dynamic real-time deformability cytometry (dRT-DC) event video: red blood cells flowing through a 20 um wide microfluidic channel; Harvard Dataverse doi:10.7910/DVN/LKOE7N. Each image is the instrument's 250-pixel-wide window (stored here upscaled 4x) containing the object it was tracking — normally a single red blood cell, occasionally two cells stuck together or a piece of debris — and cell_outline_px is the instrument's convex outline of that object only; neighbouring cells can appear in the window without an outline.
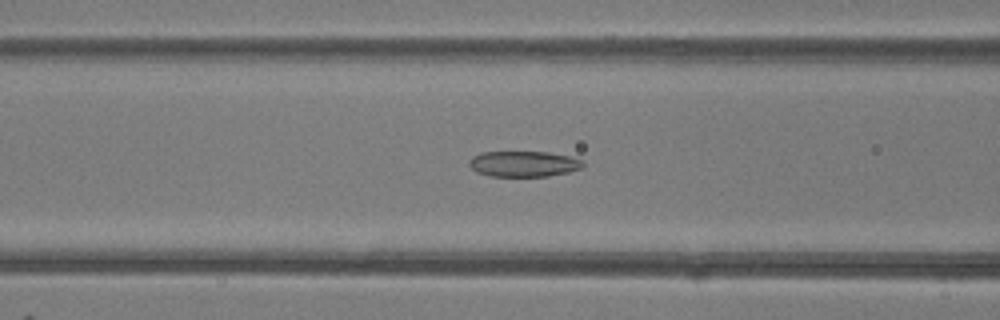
{"species": "common noctule bat (a hibernating species)", "species_latin": "Nyctalus noctula", "temperature_condition": "room temperature", "stored_images_in_passage": 34, "camera_frame_rate_fps": 3000, "um_per_image_px": 0.085, "animal": {"sex": "female"}, "frame": {"image": 1, "passage_image": 4, "time_ms": 1.0, "image_size_px": [1000, 320], "cell_outline_px": [[584, 168], [568, 172], [548, 176], [492, 176], [476, 172], [468, 164], [468, 160], [472, 156], [480, 152], [548, 152], [568, 156], [584, 160]], "centroid_in_image_um": [44.51, 13.92], "position_along_channel_um": 122.1, "area_um2": 17.17}}
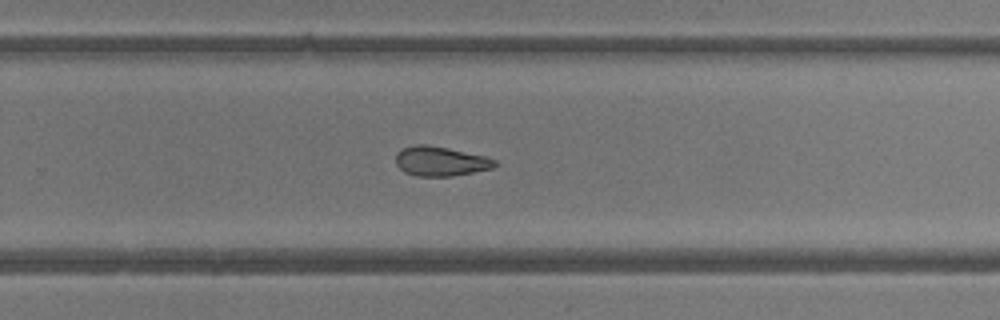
{"frame": {"image": 2, "passage_image": 16, "time_ms": 5.0, "image_size_px": [1000, 320], "cell_outline_px": [[496, 164], [492, 168], [452, 176], [416, 176], [404, 172], [396, 164], [396, 152], [400, 148], [416, 144], [424, 144], [448, 148], [484, 156], [496, 160]], "centroid_in_image_um": [37.38, 13.7], "position_along_channel_um": 292.4, "area_um2": 16.99}}
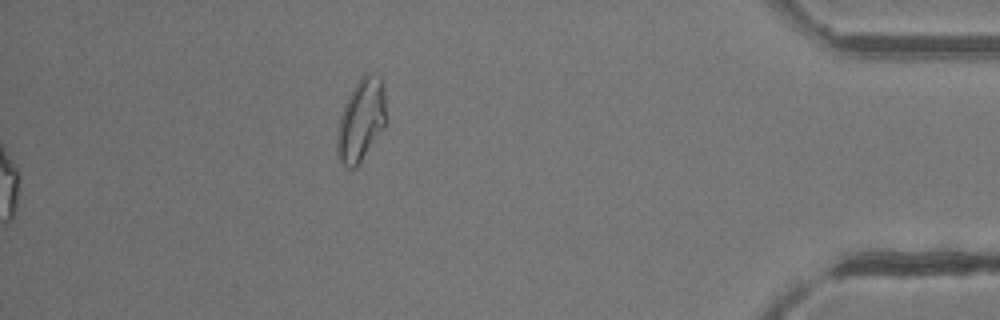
{"frame": {"image": 3, "passage_image": 34, "time_ms": 11.0, "image_size_px": [1000, 320], "cell_outline_px": [[388, 124], [356, 168], [348, 168], [340, 160], [336, 152], [336, 132], [340, 116], [344, 104], [352, 88], [360, 76], [364, 72], [372, 72], [380, 76], [384, 92], [388, 120]], "centroid_in_image_um": [30.72, 10.18], "position_along_channel_um": 404.5, "area_um2": 24.33}}